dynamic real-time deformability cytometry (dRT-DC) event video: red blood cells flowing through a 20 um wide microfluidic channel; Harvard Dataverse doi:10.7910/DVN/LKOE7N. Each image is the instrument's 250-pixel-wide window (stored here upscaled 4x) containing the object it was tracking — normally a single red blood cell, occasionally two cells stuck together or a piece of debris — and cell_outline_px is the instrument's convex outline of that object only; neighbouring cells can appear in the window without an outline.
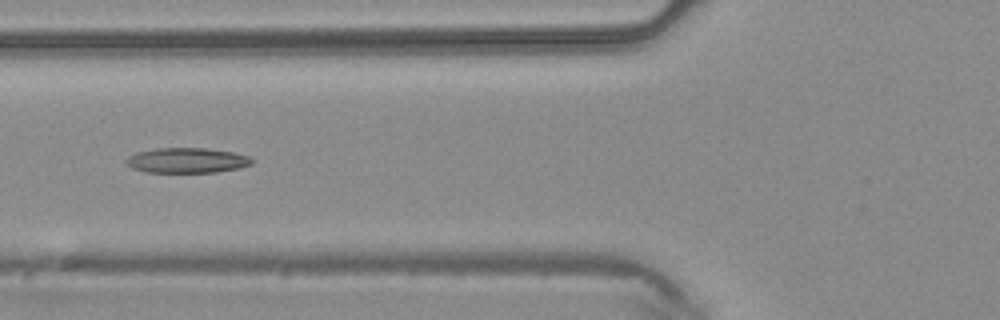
{"species": "common noctule bat (a hibernating species)", "species_latin": "Nyctalus noctula", "temperature_condition": "warm", "stored_images_in_passage": 4, "camera_frame_rate_fps": 3000, "um_per_image_px": 0.085, "animal": {"sex": "male", "body_mass_g": 20.4}, "frame": {"image": 1, "passage_image": 4, "time_ms": 1.0, "image_size_px": [1000, 320], "cell_outline_px": [[252, 164], [240, 168], [216, 172], [144, 172], [132, 168], [124, 164], [124, 160], [128, 156], [136, 152], [156, 148], [204, 148], [232, 152], [248, 156], [252, 160]], "centroid_in_image_um": [15.82, 13.63], "position_along_channel_um": 110.0, "area_um2": 18.5}}